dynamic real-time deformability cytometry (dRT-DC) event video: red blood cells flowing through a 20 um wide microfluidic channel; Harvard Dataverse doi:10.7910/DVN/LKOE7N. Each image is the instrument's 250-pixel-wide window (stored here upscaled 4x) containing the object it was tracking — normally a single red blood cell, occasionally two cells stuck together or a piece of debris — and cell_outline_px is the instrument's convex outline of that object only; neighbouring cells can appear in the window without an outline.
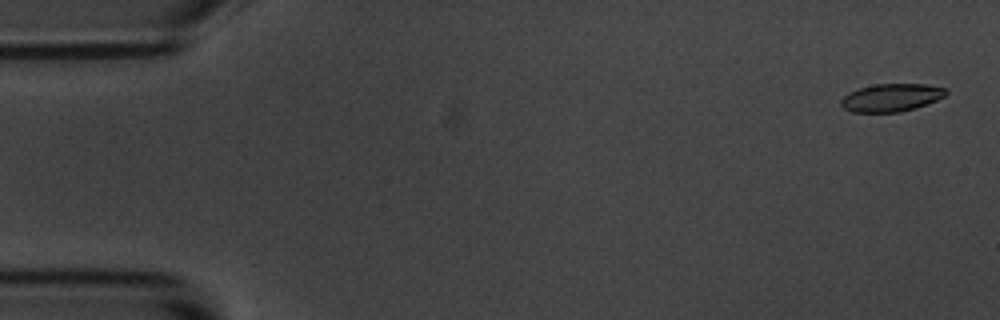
{"species": "common noctule bat (a hibernating species)", "species_latin": "Nyctalus noctula", "temperature_condition": "room temperature", "stored_images_in_passage": 56, "camera_frame_rate_fps": 3000, "um_per_image_px": 0.085, "animal": {"sex": "male", "body_mass_g": 20.1, "forearm_length_mm": 53.5}, "frame": {"image": 1, "passage_image": 2, "time_ms": 0.333, "image_size_px": [1000, 320], "cell_outline_px": [[948, 92], [944, 96], [936, 100], [916, 108], [900, 112], [852, 112], [844, 108], [840, 104], [840, 100], [848, 92], [872, 84], [924, 84], [948, 88]], "centroid_in_image_um": [75.75, 8.29], "position_along_channel_um": 9.2, "area_um2": 17.11}}
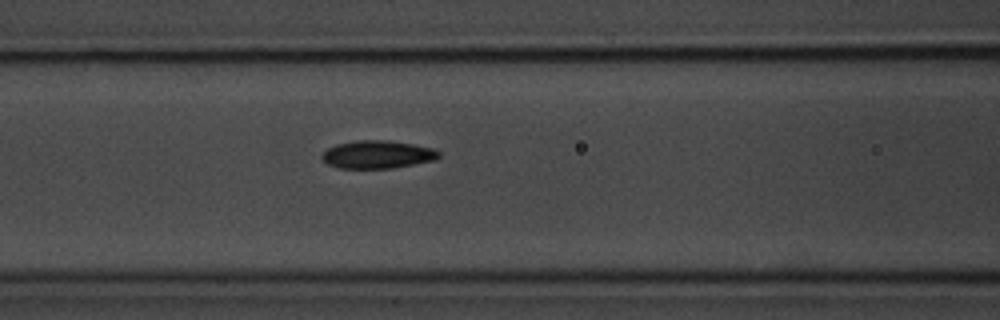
{"frame": {"image": 2, "passage_image": 23, "time_ms": 7.333, "image_size_px": [1000, 320], "cell_outline_px": [[440, 156], [436, 160], [392, 168], [336, 168], [328, 164], [320, 156], [328, 148], [336, 144], [356, 140], [388, 140], [412, 144], [432, 148], [440, 152]], "centroid_in_image_um": [32.08, 13.13], "position_along_channel_um": 134.5, "area_um2": 19.02}}
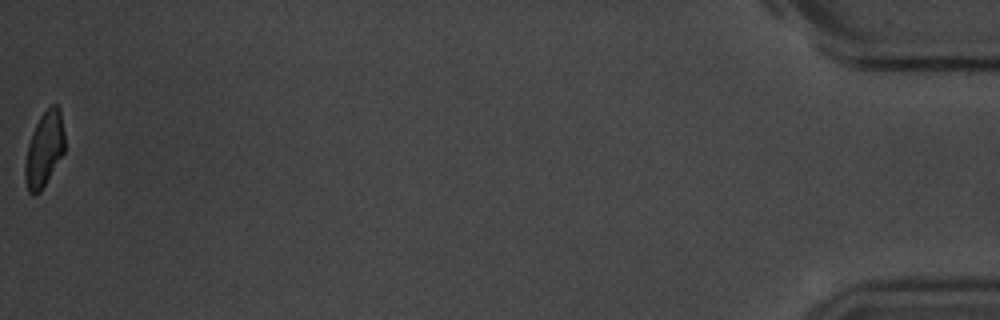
{"frame": {"image": 3, "passage_image": 56, "time_ms": 18.333, "image_size_px": [1000, 320], "cell_outline_px": [[64, 152], [40, 192], [32, 196], [28, 192], [24, 180], [24, 164], [28, 144], [32, 132], [40, 116], [52, 104], [56, 104], [60, 108], [64, 132]], "centroid_in_image_um": [3.74, 12.71], "position_along_channel_um": 431.5, "area_um2": 17.34}, "authors_computed_cell_mechanics": {"area_um2": 18.6116, "velocity_mm_per_s": 3.6053, "shape_relaxation_time_tau1_ms": 2.7801, "shape_relaxation_time_tau2_ms": 4.5131, "deformation_change_tau1": 0.1254, "deformation_change_tau2": 0.102}}